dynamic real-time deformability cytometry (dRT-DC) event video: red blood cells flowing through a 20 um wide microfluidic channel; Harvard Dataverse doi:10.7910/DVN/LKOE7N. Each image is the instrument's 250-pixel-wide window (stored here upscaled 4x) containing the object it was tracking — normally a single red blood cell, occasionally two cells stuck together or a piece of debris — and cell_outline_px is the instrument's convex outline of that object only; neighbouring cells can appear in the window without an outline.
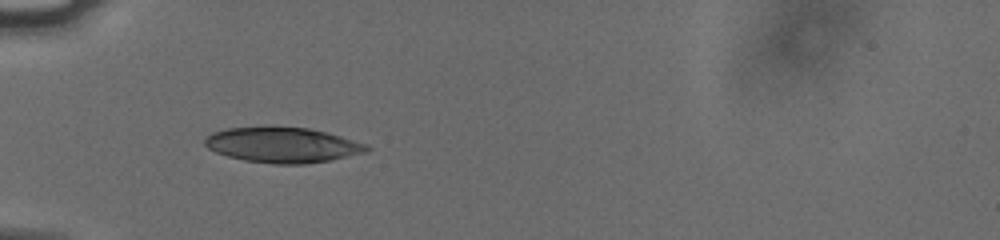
{"species": "human", "species_latin": "Homo sapiens", "temperature_condition": "cold", "stored_images_in_passage": 6, "camera_frame_rate_fps": 3000, "um_per_image_px": 0.085, "donor": {"sex": "male"}, "frame": {"image": 1, "passage_image": 2, "time_ms": 0.333, "image_size_px": [1000, 240], "cell_outline_px": [[372, 148], [368, 152], [328, 160], [304, 164], [272, 164], [244, 160], [228, 156], [216, 152], [208, 148], [204, 144], [204, 140], [212, 132], [228, 128], [272, 124], [308, 128], [328, 132], [368, 144]], "centroid_in_image_um": [24.02, 12.28], "position_along_channel_um": 61.0, "area_um2": 34.1}}
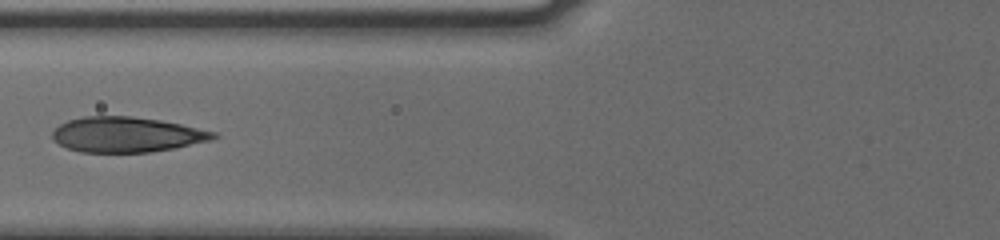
{"frame": {"image": 2, "passage_image": 4, "time_ms": 1.0, "image_size_px": [1000, 240], "cell_outline_px": [[220, 136], [212, 140], [176, 148], [152, 152], [80, 152], [68, 148], [52, 140], [52, 132], [60, 124], [68, 120], [84, 116], [132, 116], [160, 120], [180, 124], [216, 132]], "centroid_in_image_um": [10.78, 11.44], "position_along_channel_um": 115.0, "area_um2": 33.18}}
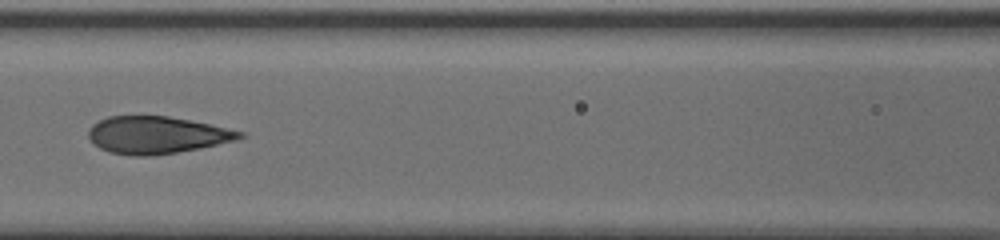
{"frame": {"image": 3, "passage_image": 5, "time_ms": 1.333, "image_size_px": [1000, 240], "cell_outline_px": [[244, 136], [236, 140], [200, 148], [152, 156], [132, 156], [108, 152], [100, 148], [88, 136], [88, 132], [92, 124], [108, 116], [168, 116], [208, 124], [244, 132]], "centroid_in_image_um": [13.3, 11.48], "position_along_channel_um": 153.3, "area_um2": 32.54}}